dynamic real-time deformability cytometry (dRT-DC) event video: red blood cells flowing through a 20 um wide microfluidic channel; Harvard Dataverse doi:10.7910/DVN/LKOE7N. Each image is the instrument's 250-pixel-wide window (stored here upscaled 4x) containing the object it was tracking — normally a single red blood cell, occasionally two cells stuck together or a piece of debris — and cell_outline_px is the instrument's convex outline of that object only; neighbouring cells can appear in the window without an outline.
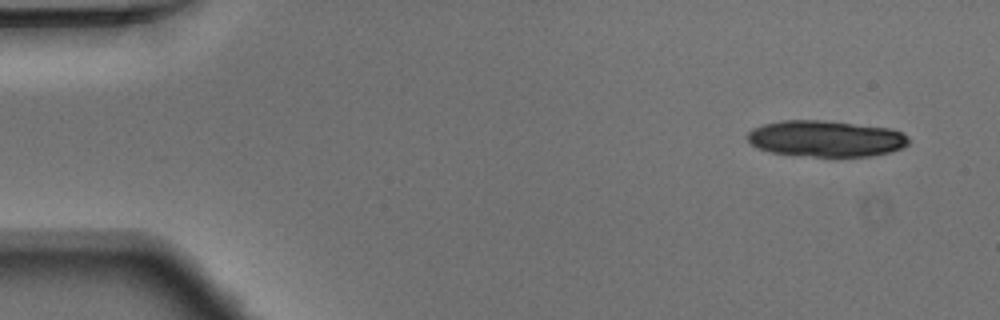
{"species": "Egyptian fruit bat (a non-hibernating species)", "species_latin": "Rousettus aegyptiacus", "temperature_condition": "warm", "stored_images_in_passage": 46, "segment_of_instrument_passage": [1, 2], "camera_frame_rate_fps": 3000, "um_per_image_px": 0.085, "animal": {"sex": "male"}, "frame": {"image": 1, "passage_image": 1, "time_ms": 0.0, "image_size_px": [1000, 320], "cell_outline_px": [[908, 144], [900, 148], [888, 152], [868, 156], [812, 156], [772, 152], [760, 148], [752, 144], [748, 140], [748, 132], [752, 128], [764, 124], [780, 120], [824, 120], [892, 128], [908, 136]], "centroid_in_image_um": [70.2, 11.76], "position_along_channel_um": 14.8, "area_um2": 33.76}}